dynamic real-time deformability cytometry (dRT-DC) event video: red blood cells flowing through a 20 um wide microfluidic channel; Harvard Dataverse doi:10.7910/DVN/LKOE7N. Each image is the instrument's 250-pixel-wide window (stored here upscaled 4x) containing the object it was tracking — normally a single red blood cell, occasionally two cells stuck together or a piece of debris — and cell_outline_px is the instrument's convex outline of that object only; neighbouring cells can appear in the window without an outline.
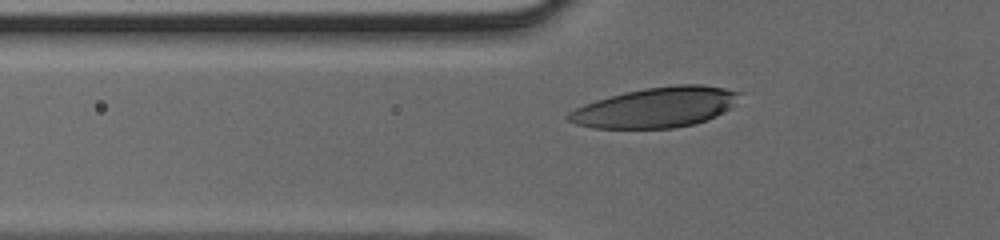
{"species": "human", "species_latin": "Homo sapiens", "temperature_condition": "cold", "stored_images_in_passage": 36, "camera_frame_rate_fps": 3000, "um_per_image_px": 0.085, "donor": {"sex": "male"}, "frame": {"image": 1, "passage_image": 6, "time_ms": 1.667, "image_size_px": [1000, 240], "cell_outline_px": [[740, 92], [732, 104], [724, 112], [708, 120], [696, 124], [672, 128], [592, 128], [576, 124], [568, 120], [564, 116], [568, 112], [584, 104], [596, 100], [624, 92], [644, 88], [676, 84], [700, 84], [724, 88]], "centroid_in_image_um": [55.7, 9.13], "position_along_channel_um": 70.1, "area_um2": 39.94}}
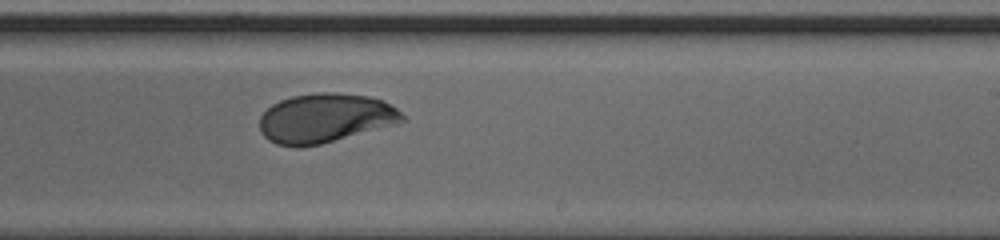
{"frame": {"image": 2, "passage_image": 19, "time_ms": 6.0, "image_size_px": [1000, 240], "cell_outline_px": [[408, 120], [396, 124], [320, 144], [300, 148], [296, 148], [276, 144], [268, 140], [260, 132], [260, 116], [272, 104], [280, 100], [292, 96], [316, 92], [336, 92], [368, 96], [384, 100], [396, 108]], "centroid_in_image_um": [27.63, 10.04], "position_along_channel_um": 261.4, "area_um2": 41.21}}
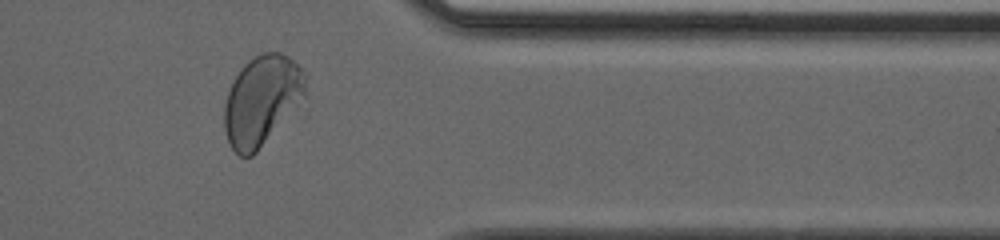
{"frame": {"image": 3, "passage_image": 28, "time_ms": 9.0, "image_size_px": [1000, 240], "cell_outline_px": [[308, 76], [304, 96], [256, 152], [252, 156], [240, 156], [232, 148], [228, 140], [224, 128], [224, 104], [228, 92], [236, 76], [244, 64], [248, 60], [264, 52], [280, 52], [288, 56], [308, 72]], "centroid_in_image_um": [22.26, 8.48], "position_along_channel_um": 389.1, "area_um2": 41.91}}